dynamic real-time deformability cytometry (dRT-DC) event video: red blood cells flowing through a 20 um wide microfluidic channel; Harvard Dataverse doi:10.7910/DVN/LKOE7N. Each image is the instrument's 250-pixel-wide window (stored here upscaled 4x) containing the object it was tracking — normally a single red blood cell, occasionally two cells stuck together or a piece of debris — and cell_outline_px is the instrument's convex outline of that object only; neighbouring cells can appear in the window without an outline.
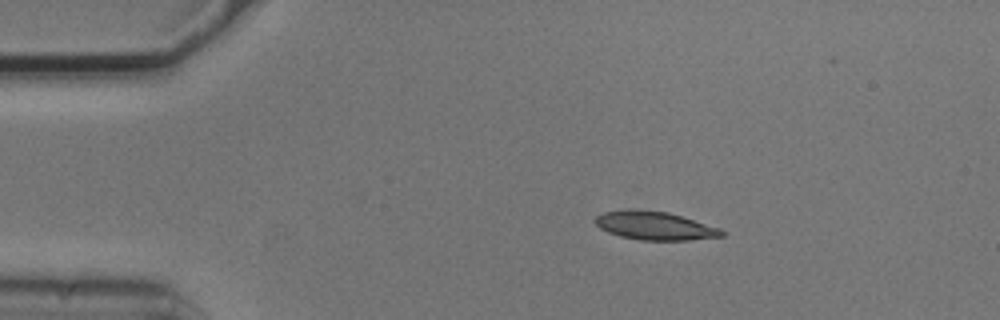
{"species": "common noctule bat (a hibernating species)", "species_latin": "Nyctalus noctula", "temperature_condition": "cold", "stored_images_in_passage": 3, "camera_frame_rate_fps": 3000, "um_per_image_px": 0.085, "animal": {"sex": "male", "body_mass_g": 20.5, "forearm_length_mm": 52.5}, "frame": {"image": 1, "passage_image": 2, "time_ms": 0.333, "image_size_px": [1000, 320], "cell_outline_px": [[724, 236], [688, 240], [640, 240], [620, 236], [608, 232], [600, 228], [592, 220], [596, 216], [604, 212], [628, 208], [632, 208], [668, 212], [720, 228], [724, 232]], "centroid_in_image_um": [55.61, 19.17], "position_along_channel_um": 29.4, "area_um2": 21.04}}